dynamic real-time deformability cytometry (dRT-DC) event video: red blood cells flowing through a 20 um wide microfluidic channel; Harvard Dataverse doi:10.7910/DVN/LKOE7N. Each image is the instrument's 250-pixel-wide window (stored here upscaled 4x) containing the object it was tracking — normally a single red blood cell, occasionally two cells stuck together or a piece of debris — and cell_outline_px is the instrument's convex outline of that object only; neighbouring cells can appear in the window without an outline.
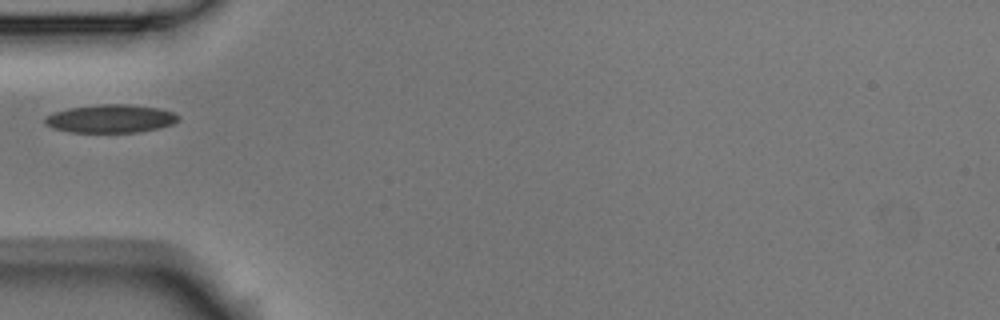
{"species": "Egyptian fruit bat (a non-hibernating species)", "species_latin": "Rousettus aegyptiacus", "temperature_condition": "room temperature", "stored_images_in_passage": 1, "camera_frame_rate_fps": 3000, "um_per_image_px": 0.085, "animal": {"sex": "male"}, "frame": {"image": 1, "passage_image": 1, "time_ms": 0.0, "image_size_px": [1000, 320], "cell_outline_px": [[180, 120], [172, 124], [160, 128], [140, 132], [68, 132], [52, 128], [44, 124], [44, 116], [52, 112], [68, 108], [100, 104], [128, 104], [160, 108], [176, 112], [180, 116]], "centroid_in_image_um": [9.41, 10.08], "position_along_channel_um": 75.6, "area_um2": 22.37}}